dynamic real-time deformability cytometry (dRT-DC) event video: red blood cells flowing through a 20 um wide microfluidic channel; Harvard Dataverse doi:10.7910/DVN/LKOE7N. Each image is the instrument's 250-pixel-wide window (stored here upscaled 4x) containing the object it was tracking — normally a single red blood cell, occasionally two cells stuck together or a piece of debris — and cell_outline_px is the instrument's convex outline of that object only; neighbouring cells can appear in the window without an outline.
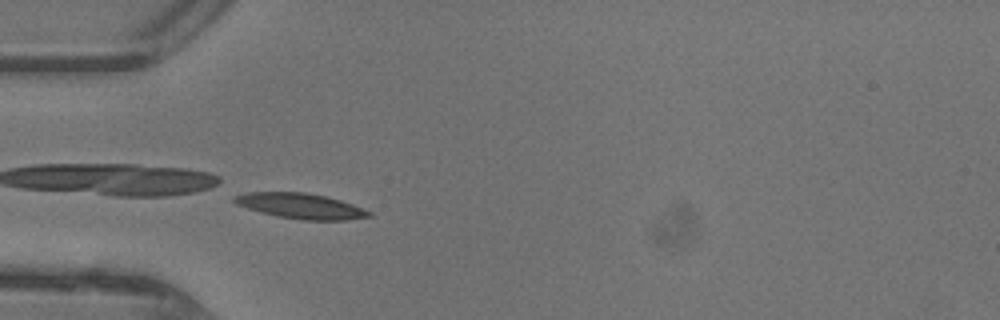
{"species": "common noctule bat (a hibernating species)", "species_latin": "Nyctalus noctula", "temperature_condition": "warm", "stored_images_in_passage": 40, "camera_frame_rate_fps": 3000, "um_per_image_px": 0.085, "animal": {"sex": "female"}, "frame": {"image": 1, "passage_image": 8, "time_ms": 2.333, "image_size_px": [1000, 320], "cell_outline_px": [[372, 216], [348, 220], [300, 220], [276, 216], [260, 212], [236, 204], [232, 200], [232, 196], [248, 192], [304, 192], [328, 196], [352, 204], [372, 212]], "centroid_in_image_um": [25.55, 17.51], "position_along_channel_um": 59.4, "area_um2": 20.06}}
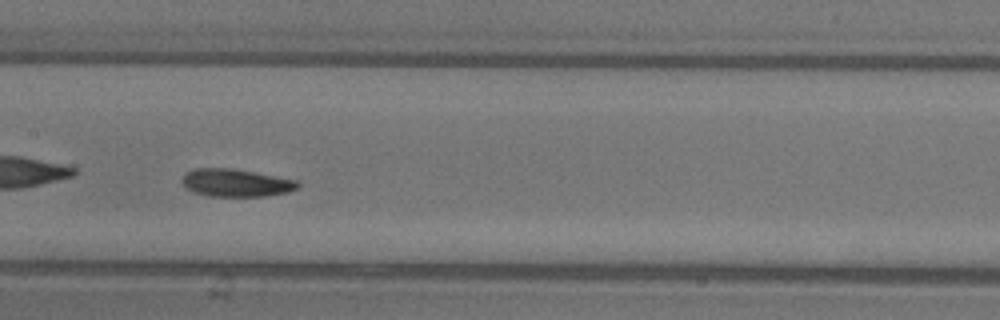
{"frame": {"image": 2, "passage_image": 17, "time_ms": 5.333, "image_size_px": [1000, 320], "cell_outline_px": [[300, 188], [288, 192], [264, 196], [212, 196], [192, 192], [184, 188], [180, 180], [184, 172], [196, 168], [232, 168], [300, 180]], "centroid_in_image_um": [20.05, 15.53], "position_along_channel_um": 187.4, "area_um2": 19.07}}
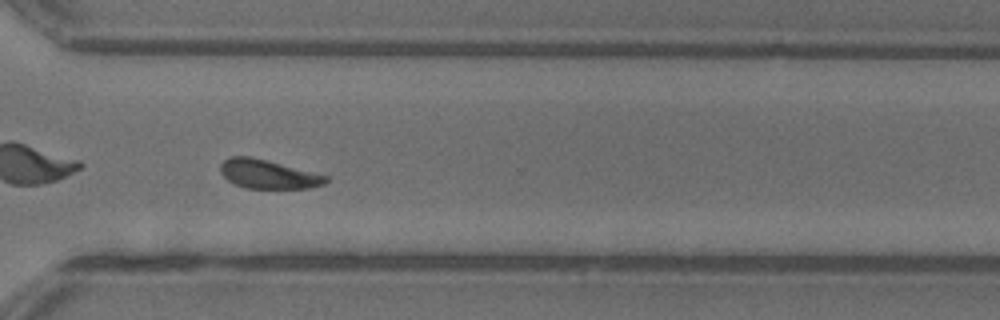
{"frame": {"image": 3, "passage_image": 28, "time_ms": 9.0, "image_size_px": [1000, 320], "cell_outline_px": [[328, 180], [324, 184], [312, 188], [244, 188], [228, 180], [220, 172], [220, 164], [224, 160], [232, 156], [252, 156], [328, 176]], "centroid_in_image_um": [22.78, 14.8], "position_along_channel_um": 347.8, "area_um2": 17.69}, "authors_computed_cell_mechanics": {"area_um2": 18.496, "velocity_mm_per_s": 4.3867, "shape_relaxation_time_tau1_ms": 4.0238, "shape_relaxation_time_tau2_ms": null, "deformation_change_tau1": 0.1514, "deformation_change_tau2": null}}